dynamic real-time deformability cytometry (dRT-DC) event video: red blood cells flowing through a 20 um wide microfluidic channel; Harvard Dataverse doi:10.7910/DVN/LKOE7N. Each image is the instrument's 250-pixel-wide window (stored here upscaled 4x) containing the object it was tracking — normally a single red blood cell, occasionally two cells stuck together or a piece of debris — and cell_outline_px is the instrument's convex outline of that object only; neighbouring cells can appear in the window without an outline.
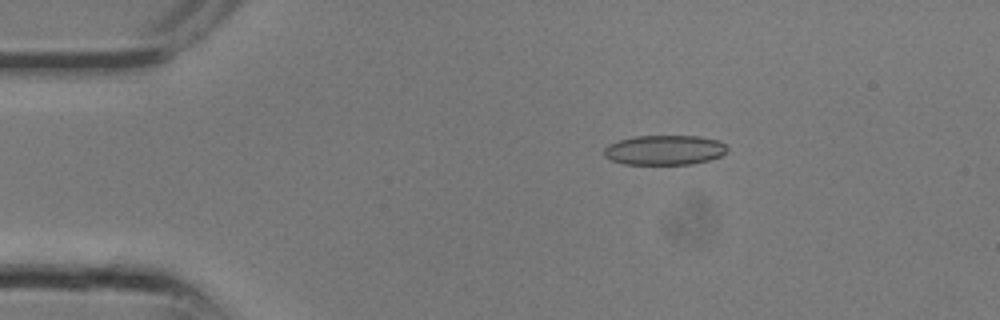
{"species": "common noctule bat (a hibernating species)", "species_latin": "Nyctalus noctula", "temperature_condition": "room temperature", "stored_images_in_passage": 10, "camera_frame_rate_fps": 3000, "um_per_image_px": 0.085, "animal": {"sex": "male", "body_mass_g": 13.3}, "frame": {"image": 1, "passage_image": 5, "time_ms": 1.333, "image_size_px": [1000, 320], "cell_outline_px": [[728, 152], [720, 156], [708, 160], [692, 164], [624, 164], [612, 160], [604, 156], [604, 148], [608, 144], [620, 140], [636, 136], [700, 136], [720, 140], [728, 148]], "centroid_in_image_um": [56.51, 12.75], "position_along_channel_um": 28.5, "area_um2": 21.44}}
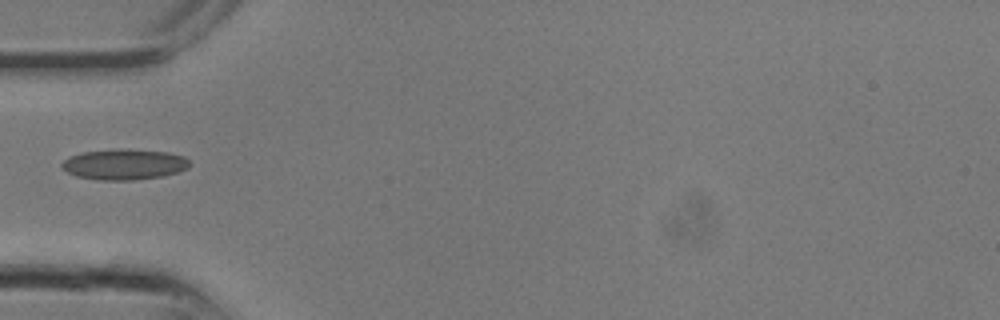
{"frame": {"image": 2, "passage_image": 9, "time_ms": 2.667, "image_size_px": [1000, 320], "cell_outline_px": [[188, 168], [176, 172], [160, 176], [132, 180], [100, 180], [76, 176], [60, 168], [60, 164], [64, 160], [80, 152], [112, 148], [128, 148], [168, 152], [184, 156], [188, 160]], "centroid_in_image_um": [10.51, 13.95], "position_along_channel_um": 74.5, "area_um2": 23.0}}